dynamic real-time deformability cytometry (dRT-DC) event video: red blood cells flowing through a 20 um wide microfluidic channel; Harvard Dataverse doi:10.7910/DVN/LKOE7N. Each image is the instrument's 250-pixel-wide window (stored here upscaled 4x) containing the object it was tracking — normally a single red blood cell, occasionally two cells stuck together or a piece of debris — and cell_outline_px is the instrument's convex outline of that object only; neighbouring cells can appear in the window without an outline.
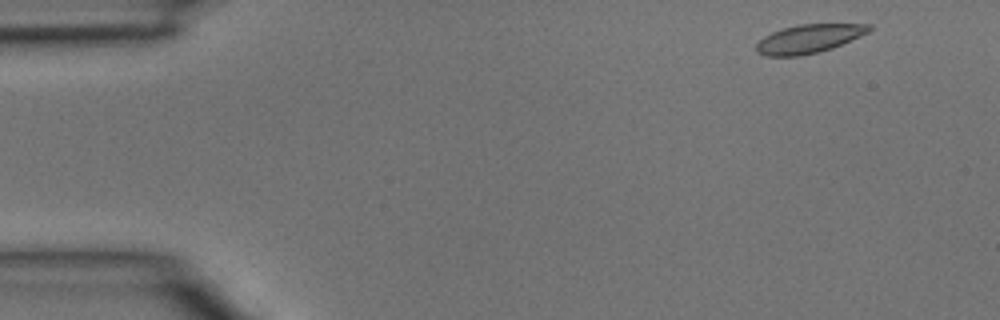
{"species": "common noctule bat (a hibernating species)", "species_latin": "Nyctalus noctula", "temperature_condition": "room temperature", "stored_images_in_passage": 3, "camera_frame_rate_fps": 3000, "um_per_image_px": 0.085, "animal": {"sex": "male", "body_mass_g": 15.6}, "frame": {"image": 1, "passage_image": 1, "time_ms": 0.0, "image_size_px": [1000, 320], "cell_outline_px": [[872, 32], [832, 48], [820, 52], [800, 56], [768, 56], [756, 52], [756, 44], [764, 36], [772, 32], [796, 24], [872, 24]], "centroid_in_image_um": [68.8, 3.29], "position_along_channel_um": 16.2, "area_um2": 19.02}}